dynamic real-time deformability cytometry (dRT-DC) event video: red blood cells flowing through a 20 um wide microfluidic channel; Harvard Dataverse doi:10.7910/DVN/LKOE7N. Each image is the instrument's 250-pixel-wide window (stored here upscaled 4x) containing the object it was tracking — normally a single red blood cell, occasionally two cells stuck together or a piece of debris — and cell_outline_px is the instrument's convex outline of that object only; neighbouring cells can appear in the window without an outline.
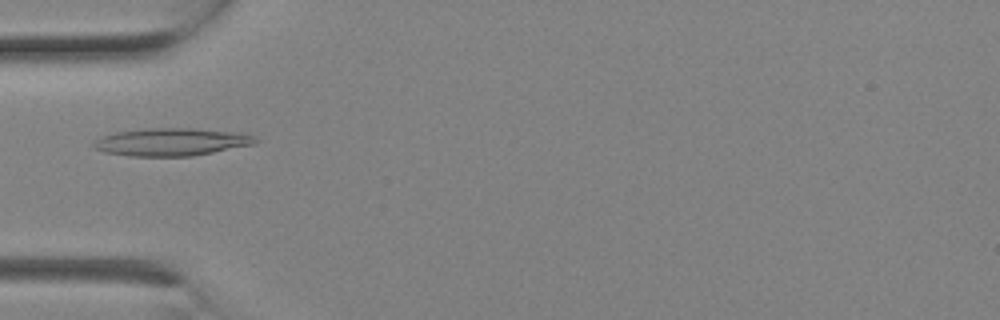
{"species": "Egyptian fruit bat (a non-hibernating species)", "species_latin": "Rousettus aegyptiacus", "temperature_condition": "room temperature", "stored_images_in_passage": 9, "camera_frame_rate_fps": 3000, "um_per_image_px": 0.085, "animal": {"sex": "female"}, "frame": {"image": 1, "passage_image": 7, "time_ms": 2.0, "image_size_px": [1000, 320], "cell_outline_px": [[260, 140], [252, 144], [192, 156], [128, 156], [104, 152], [92, 148], [92, 144], [96, 140], [104, 136], [116, 132], [148, 128], [188, 128], [244, 132]], "centroid_in_image_um": [14.55, 12.06], "position_along_channel_um": 70.4, "area_um2": 26.01}}
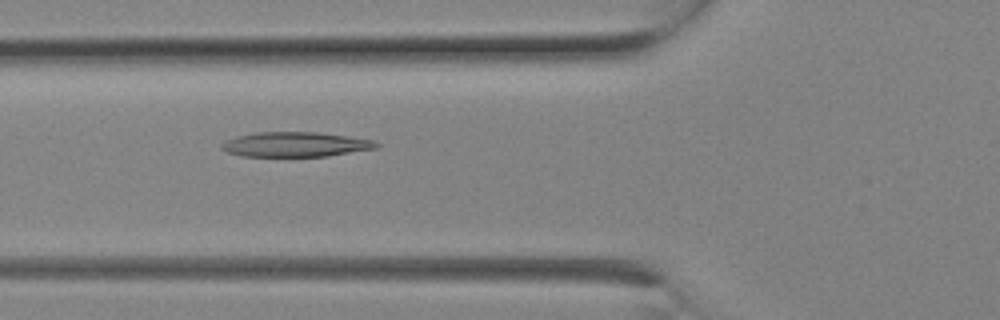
{"frame": {"image": 2, "passage_image": 8, "time_ms": 2.333, "image_size_px": [1000, 320], "cell_outline_px": [[380, 144], [376, 148], [328, 156], [240, 156], [228, 152], [220, 148], [220, 144], [236, 136], [256, 132], [320, 132], [348, 136], [372, 140]], "centroid_in_image_um": [25.09, 12.27], "position_along_channel_um": 100.7, "area_um2": 22.31}}
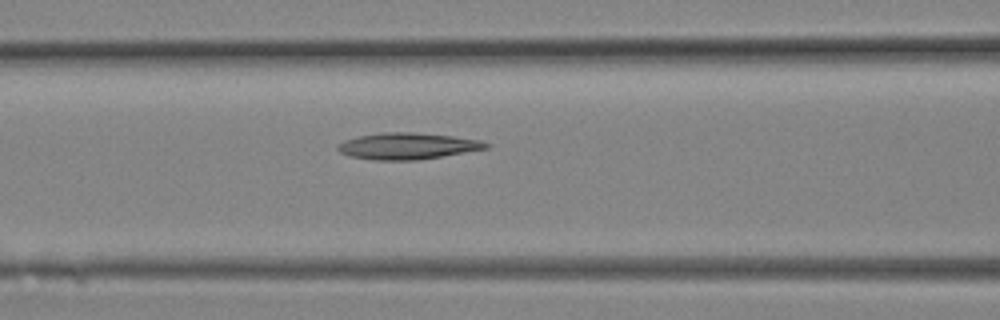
{"frame": {"image": 3, "passage_image": 9, "time_ms": 2.667, "image_size_px": [1000, 320], "cell_outline_px": [[492, 144], [488, 148], [416, 160], [372, 160], [348, 156], [340, 152], [336, 148], [336, 144], [344, 140], [360, 136], [384, 132], [412, 132], [452, 136], [480, 140]], "centroid_in_image_um": [34.59, 12.41], "position_along_channel_um": 132.0, "area_um2": 22.77}}